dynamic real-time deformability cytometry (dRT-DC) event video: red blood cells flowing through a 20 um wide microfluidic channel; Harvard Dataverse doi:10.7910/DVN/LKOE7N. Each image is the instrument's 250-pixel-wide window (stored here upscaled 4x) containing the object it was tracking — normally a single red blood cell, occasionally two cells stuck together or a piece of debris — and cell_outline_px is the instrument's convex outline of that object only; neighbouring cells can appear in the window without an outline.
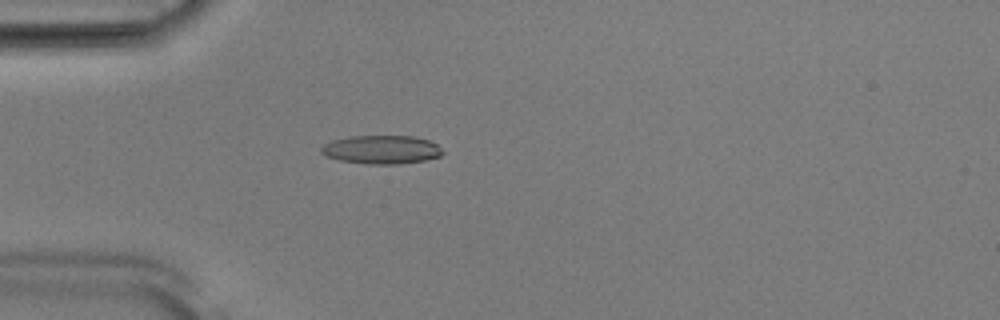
{"species": "Egyptian fruit bat (a non-hibernating species)", "species_latin": "Rousettus aegyptiacus", "temperature_condition": "room temperature", "stored_images_in_passage": 52, "camera_frame_rate_fps": 3000, "um_per_image_px": 0.085, "animal": {"sex": "male"}, "frame": {"image": 1, "passage_image": 15, "time_ms": 4.667, "image_size_px": [1000, 320], "cell_outline_px": [[444, 152], [440, 156], [424, 160], [400, 164], [368, 164], [340, 160], [324, 156], [320, 152], [320, 148], [324, 144], [332, 140], [348, 136], [412, 136], [428, 140], [436, 144]], "centroid_in_image_um": [32.39, 12.71], "position_along_channel_um": 52.6, "area_um2": 20.23}}
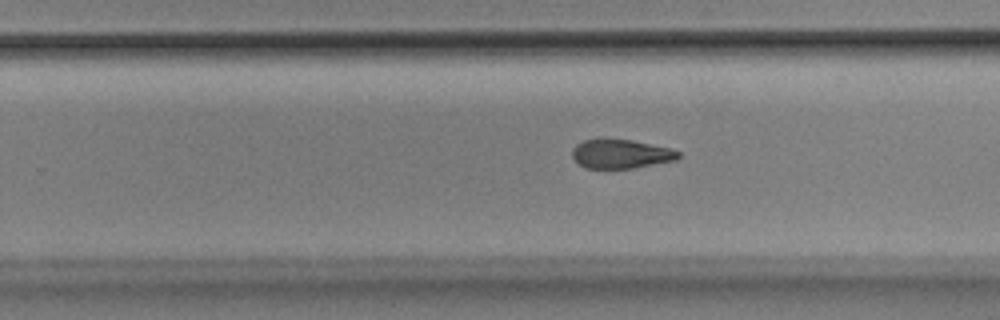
{"frame": {"image": 2, "passage_image": 33, "time_ms": 10.667, "image_size_px": [1000, 320], "cell_outline_px": [[680, 156], [676, 160], [632, 168], [584, 168], [572, 156], [572, 148], [576, 144], [584, 140], [632, 140], [668, 148], [680, 152]], "centroid_in_image_um": [52.76, 13.09], "position_along_channel_um": 277.0, "area_um2": 17.57}}
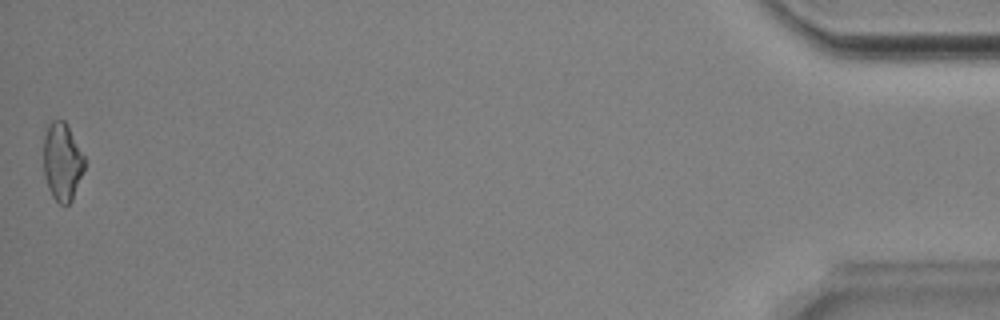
{"frame": {"image": 3, "passage_image": 52, "time_ms": 17.0, "image_size_px": [1000, 320], "cell_outline_px": [[84, 168], [72, 200], [68, 204], [60, 204], [52, 196], [48, 188], [44, 176], [44, 136], [48, 124], [52, 120], [64, 120], [84, 156]], "centroid_in_image_um": [5.27, 13.75], "position_along_channel_um": 429.9, "area_um2": 18.32}, "authors_computed_cell_mechanics": {"area_um2": 19.3919, "velocity_mm_per_s": 3.91, "shape_relaxation_time_tau1_ms": 8.7655, "shape_relaxation_time_tau2_ms": 3.5826, "deformation_change_tau1": 0.1895, "deformation_change_tau2": 0.1132}}